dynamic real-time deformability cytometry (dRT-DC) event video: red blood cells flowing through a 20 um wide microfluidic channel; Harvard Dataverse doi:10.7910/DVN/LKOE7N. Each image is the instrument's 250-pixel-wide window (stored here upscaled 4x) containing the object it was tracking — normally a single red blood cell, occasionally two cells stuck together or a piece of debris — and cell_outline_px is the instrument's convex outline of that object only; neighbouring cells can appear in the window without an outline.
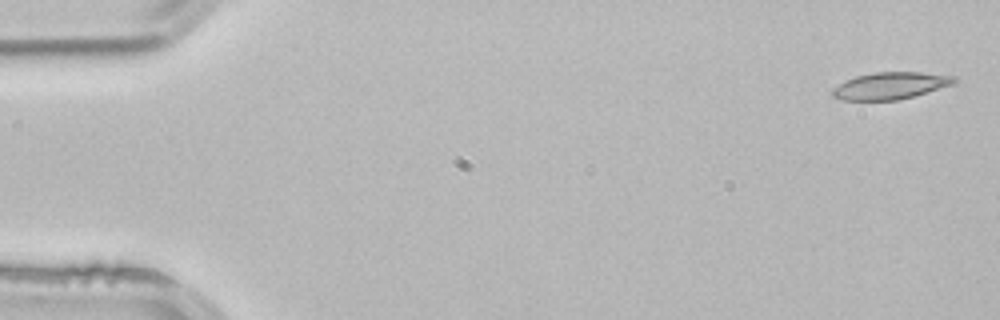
{"species": "common noctule bat (a hibernating species)", "species_latin": "Nyctalus noctula", "temperature_condition": "room temperature", "stored_images_in_passage": 4, "camera_frame_rate_fps": 3000, "um_per_image_px": 0.085, "animal": {"sex": "male", "body_mass_g": 21.5, "forearm_length_mm": 52.0}, "frame": {"image": 1, "passage_image": 1, "time_ms": 0.0, "image_size_px": [1000, 320], "cell_outline_px": [[956, 80], [952, 84], [912, 96], [896, 100], [840, 100], [832, 96], [832, 88], [856, 76], [876, 72], [920, 72], [956, 76]], "centroid_in_image_um": [75.65, 7.28], "position_along_channel_um": 9.3, "area_um2": 18.79}}
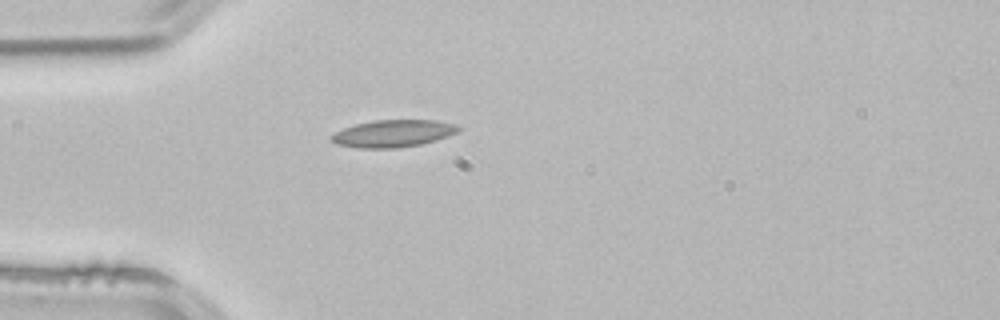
{"frame": {"image": 2, "passage_image": 4, "time_ms": 1.0, "image_size_px": [1000, 320], "cell_outline_px": [[464, 128], [448, 136], [436, 140], [420, 144], [396, 148], [356, 148], [336, 144], [328, 140], [328, 136], [344, 128], [356, 124], [376, 120], [436, 120], [456, 124]], "centroid_in_image_um": [33.4, 11.35], "position_along_channel_um": 51.6, "area_um2": 20.29}}